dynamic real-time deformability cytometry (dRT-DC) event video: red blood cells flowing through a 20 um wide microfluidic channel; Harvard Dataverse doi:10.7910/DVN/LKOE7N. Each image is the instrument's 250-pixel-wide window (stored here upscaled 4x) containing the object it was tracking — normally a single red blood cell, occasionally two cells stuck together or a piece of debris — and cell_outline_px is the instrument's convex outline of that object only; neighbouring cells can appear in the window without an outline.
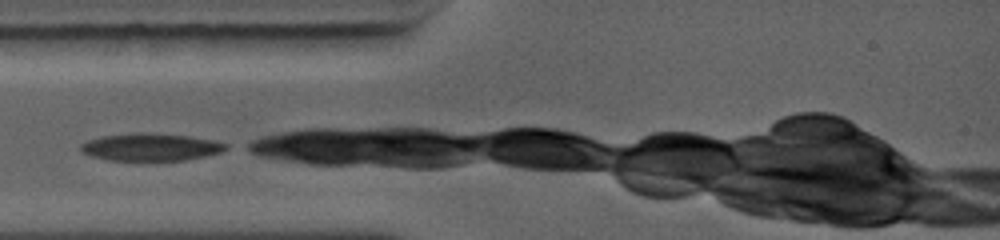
{"species": "common noctule bat (a hibernating species)", "species_latin": "Nyctalus noctula", "temperature_condition": "warm", "stored_images_in_passage": 30, "camera_frame_rate_fps": 5000, "um_per_image_px": 0.085, "animal": {"sex": "female", "body_mass_g": 19.0, "forearm_length_mm": 56.7}, "frame": {"image": 1, "passage_image": 1, "time_ms": 0.0, "image_size_px": [1000, 240], "cell_outline_px": [[228, 148], [220, 152], [204, 156], [184, 160], [108, 160], [92, 156], [80, 152], [80, 144], [88, 140], [100, 136], [136, 132], [144, 132], [188, 136], [212, 140], [228, 144]], "centroid_in_image_um": [12.76, 12.49], "position_along_channel_um": 72.2, "area_um2": 23.18}}
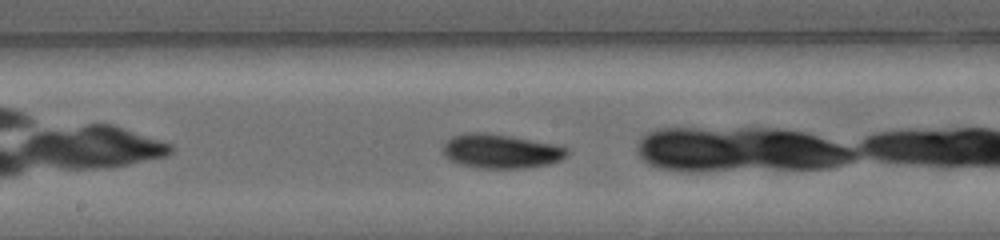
{"frame": {"image": 2, "passage_image": 17, "time_ms": 3.0, "image_size_px": [1000, 240], "cell_outline_px": [[568, 156], [560, 160], [548, 164], [524, 168], [476, 168], [460, 164], [448, 160], [444, 156], [444, 144], [452, 136], [468, 132], [484, 132], [512, 136], [560, 144], [568, 148]], "centroid_in_image_um": [42.61, 12.84], "position_along_channel_um": 205.6, "area_um2": 25.09}}
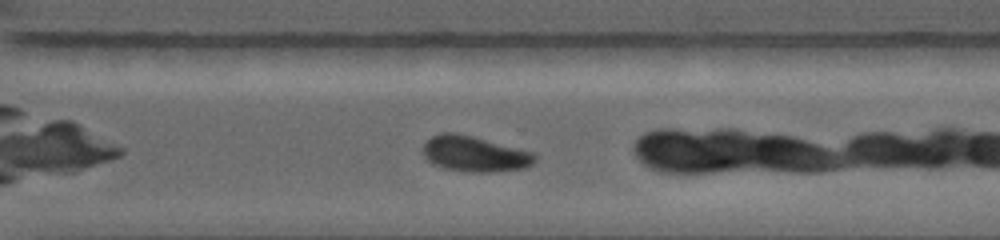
{"frame": {"image": 3, "passage_image": 25, "time_ms": 5.8, "image_size_px": [1000, 240], "cell_outline_px": [[536, 160], [532, 164], [524, 168], [488, 172], [472, 172], [444, 168], [432, 164], [424, 156], [424, 144], [432, 136], [440, 132], [452, 132], [472, 136], [532, 152], [536, 156]], "centroid_in_image_um": [40.32, 13.08], "position_along_channel_um": 330.3, "area_um2": 22.89}}